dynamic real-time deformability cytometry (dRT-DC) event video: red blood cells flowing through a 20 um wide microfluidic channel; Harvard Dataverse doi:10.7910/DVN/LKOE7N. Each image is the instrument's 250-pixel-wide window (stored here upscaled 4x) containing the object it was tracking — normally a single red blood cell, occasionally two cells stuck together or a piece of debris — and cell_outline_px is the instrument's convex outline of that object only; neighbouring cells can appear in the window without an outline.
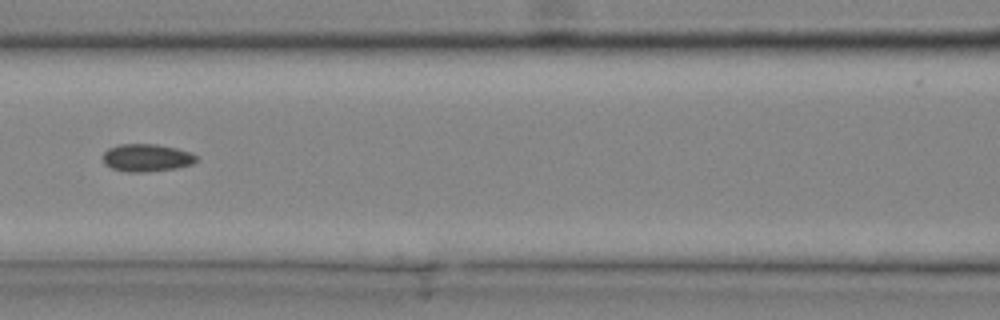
{"species": "common noctule bat (a hibernating species)", "species_latin": "Nyctalus noctula", "temperature_condition": "cold", "stored_images_in_passage": 28, "camera_frame_rate_fps": 3000, "um_per_image_px": 0.085, "animal": {"sex": "male", "body_mass_g": 20.4}, "frame": {"image": 1, "passage_image": 9, "time_ms": 2.667, "image_size_px": [1000, 320], "cell_outline_px": [[200, 160], [192, 164], [176, 168], [144, 172], [128, 172], [112, 168], [104, 164], [100, 156], [108, 148], [120, 144], [156, 144], [176, 148], [192, 152]], "centroid_in_image_um": [12.46, 13.4], "position_along_channel_um": 154.1, "area_um2": 15.26}}